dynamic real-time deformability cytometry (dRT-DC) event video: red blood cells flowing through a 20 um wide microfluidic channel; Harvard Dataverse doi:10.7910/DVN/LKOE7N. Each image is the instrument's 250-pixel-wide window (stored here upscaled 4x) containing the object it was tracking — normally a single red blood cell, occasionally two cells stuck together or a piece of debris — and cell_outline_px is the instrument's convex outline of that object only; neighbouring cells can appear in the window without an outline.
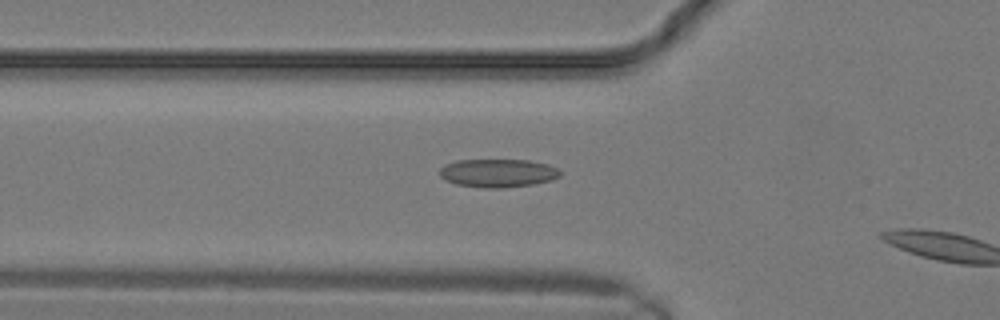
{"species": "common noctule bat (a hibernating species)", "species_latin": "Nyctalus noctula", "temperature_condition": "warm", "stored_images_in_passage": 7, "camera_frame_rate_fps": 3000, "um_per_image_px": 0.085, "animal": {"sex": "male", "body_mass_g": 19.2, "forearm_length_mm": 51.8}, "frame": {"image": 1, "passage_image": 6, "time_ms": 1.667, "image_size_px": [1000, 320], "cell_outline_px": [[560, 176], [552, 180], [532, 184], [504, 188], [484, 188], [456, 184], [440, 176], [440, 168], [444, 164], [456, 160], [528, 160], [548, 164], [556, 168], [560, 172]], "centroid_in_image_um": [42.31, 14.71], "position_along_channel_um": 83.5, "area_um2": 19.83}}